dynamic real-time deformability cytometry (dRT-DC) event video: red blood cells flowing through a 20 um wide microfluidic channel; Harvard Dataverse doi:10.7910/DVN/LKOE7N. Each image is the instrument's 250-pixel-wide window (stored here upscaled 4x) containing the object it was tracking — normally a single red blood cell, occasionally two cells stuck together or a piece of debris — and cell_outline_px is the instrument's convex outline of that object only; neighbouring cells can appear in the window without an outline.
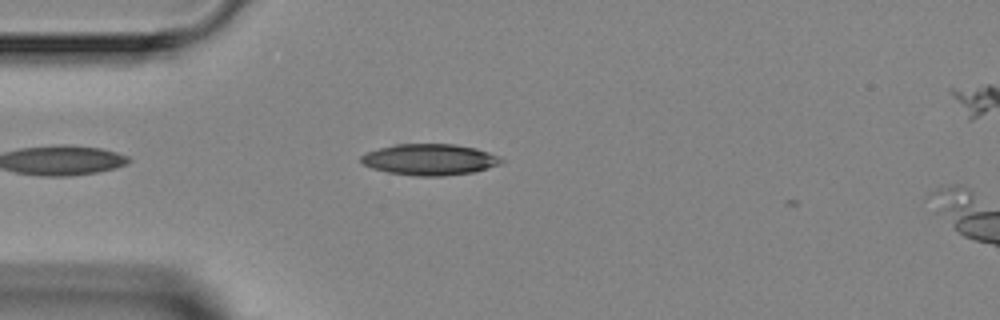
{"species": "Egyptian fruit bat (a non-hibernating species)", "species_latin": "Rousettus aegyptiacus", "temperature_condition": "room temperature", "stored_images_in_passage": 2, "camera_frame_rate_fps": 3000, "um_per_image_px": 0.085, "animal": {"sex": "female"}, "frame": {"image": 1, "passage_image": 2, "time_ms": 2.333, "image_size_px": [1000, 320], "cell_outline_px": [[504, 160], [500, 164], [488, 168], [472, 172], [444, 176], [416, 176], [388, 172], [372, 168], [364, 164], [360, 160], [360, 156], [368, 152], [380, 148], [396, 144], [456, 144], [476, 148], [500, 156]], "centroid_in_image_um": [36.55, 13.56], "position_along_channel_um": 48.5, "area_um2": 25.43}}